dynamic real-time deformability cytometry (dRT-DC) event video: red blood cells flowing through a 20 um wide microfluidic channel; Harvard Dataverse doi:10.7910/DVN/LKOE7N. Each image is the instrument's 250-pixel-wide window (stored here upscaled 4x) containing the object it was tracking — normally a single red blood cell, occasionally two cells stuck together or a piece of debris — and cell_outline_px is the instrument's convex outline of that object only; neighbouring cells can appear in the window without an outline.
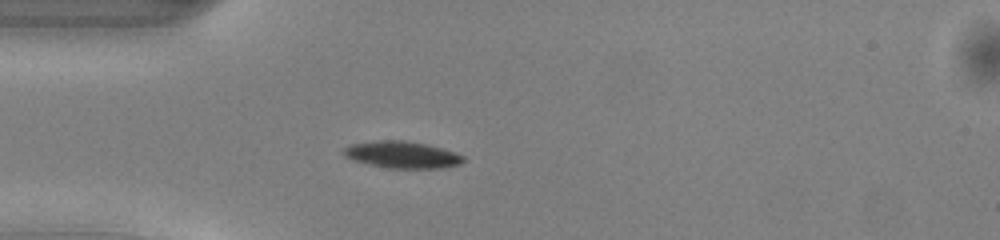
{"species": "common noctule bat (a hibernating species)", "species_latin": "Nyctalus noctula", "temperature_condition": "warm", "stored_images_in_passage": 37, "camera_frame_rate_fps": 3000, "um_per_image_px": 0.085, "animal": {"sex": "male", "body_mass_g": 13.0, "forearm_length_mm": 53.1}, "frame": {"image": 1, "passage_image": 1, "time_ms": 0.0, "image_size_px": [1000, 240], "cell_outline_px": [[464, 160], [460, 164], [440, 168], [388, 168], [368, 164], [352, 160], [344, 156], [340, 152], [344, 148], [352, 144], [376, 140], [404, 140], [428, 144], [456, 152], [464, 156]], "centroid_in_image_um": [34.16, 13.14], "position_along_channel_um": 50.8, "area_um2": 18.9}}
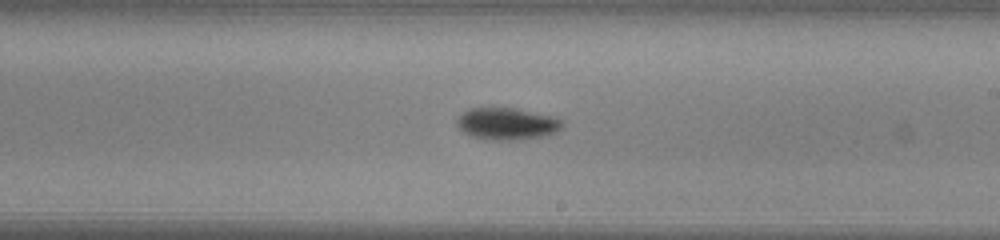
{"frame": {"image": 2, "passage_image": 16, "time_ms": 5.0, "image_size_px": [1000, 240], "cell_outline_px": [[560, 128], [556, 132], [544, 136], [524, 140], [492, 140], [472, 136], [464, 132], [456, 124], [456, 116], [468, 108], [516, 108], [548, 116], [560, 120]], "centroid_in_image_um": [43.01, 10.53], "position_along_channel_um": 246.0, "area_um2": 19.48}}
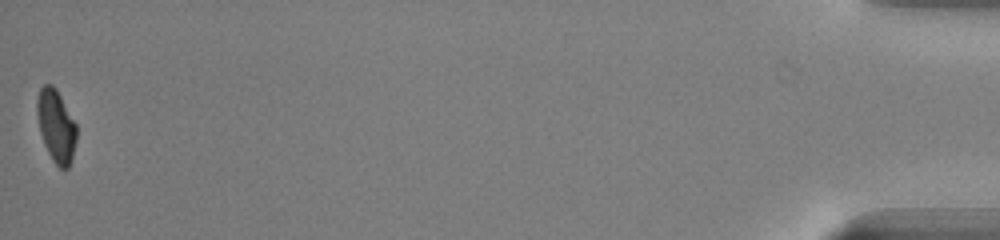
{"frame": {"image": 3, "passage_image": 37, "time_ms": 12.0, "image_size_px": [1000, 240], "cell_outline_px": [[76, 140], [72, 160], [68, 168], [60, 168], [52, 160], [44, 144], [40, 132], [36, 112], [36, 100], [40, 88], [44, 84], [52, 84], [56, 88], [76, 124]], "centroid_in_image_um": [4.76, 10.69], "position_along_channel_um": 430.4, "area_um2": 16.7}, "authors_computed_cell_mechanics": {"area_um2": 18.6116, "velocity_mm_per_s": 4.1067, "shape_relaxation_time_tau1_ms": 2.5161, "shape_relaxation_time_tau2_ms": null, "deformation_change_tau1": 0.1298, "deformation_change_tau2": null}}